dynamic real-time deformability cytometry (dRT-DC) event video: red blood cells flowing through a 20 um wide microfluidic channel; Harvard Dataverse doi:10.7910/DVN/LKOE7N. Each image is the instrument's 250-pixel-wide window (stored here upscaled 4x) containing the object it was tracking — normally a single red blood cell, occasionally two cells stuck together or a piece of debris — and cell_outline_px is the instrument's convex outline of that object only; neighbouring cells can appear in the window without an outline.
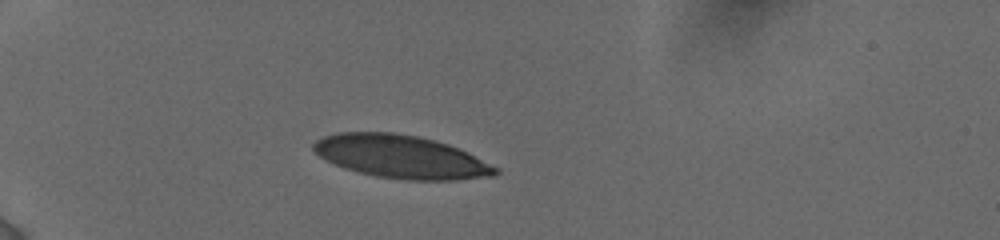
{"species": "human", "species_latin": "Homo sapiens", "temperature_condition": "cold", "stored_images_in_passage": 21, "camera_frame_rate_fps": 3000, "um_per_image_px": 0.085, "donor": {"sex": "female"}, "frame": {"image": 1, "passage_image": 17, "time_ms": 3.667, "image_size_px": [1000, 240], "cell_outline_px": [[500, 172], [496, 176], [456, 180], [404, 180], [376, 176], [344, 168], [320, 156], [312, 148], [312, 144], [316, 140], [324, 136], [336, 132], [392, 132], [416, 136], [436, 140], [448, 144], [468, 152], [500, 168]], "centroid_in_image_um": [34.14, 13.32], "position_along_channel_um": 50.9, "area_um2": 45.78}}